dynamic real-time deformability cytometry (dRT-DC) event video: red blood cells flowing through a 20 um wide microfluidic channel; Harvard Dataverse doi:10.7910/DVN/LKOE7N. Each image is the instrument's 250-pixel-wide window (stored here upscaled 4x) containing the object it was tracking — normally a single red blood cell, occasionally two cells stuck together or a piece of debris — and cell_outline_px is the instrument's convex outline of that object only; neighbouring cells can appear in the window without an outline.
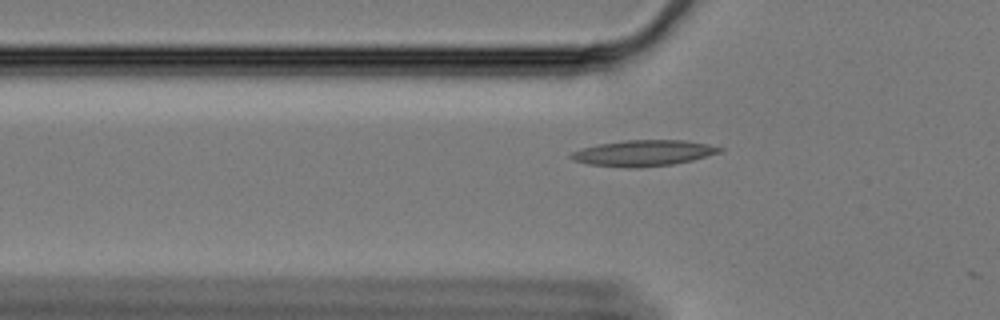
{"species": "Egyptian fruit bat (a non-hibernating species)", "species_latin": "Rousettus aegyptiacus", "temperature_condition": "cold", "stored_images_in_passage": 4, "camera_frame_rate_fps": 3000, "um_per_image_px": 0.085, "animal": {"sex": "female"}, "frame": {"image": 1, "passage_image": 2, "time_ms": 0.333, "image_size_px": [1000, 320], "cell_outline_px": [[724, 152], [692, 160], [672, 164], [636, 168], [628, 168], [588, 164], [576, 160], [568, 156], [572, 152], [584, 148], [600, 144], [624, 140], [688, 140], [708, 144], [724, 148]], "centroid_in_image_um": [54.77, 13.01], "position_along_channel_um": 71.0, "area_um2": 22.43}}